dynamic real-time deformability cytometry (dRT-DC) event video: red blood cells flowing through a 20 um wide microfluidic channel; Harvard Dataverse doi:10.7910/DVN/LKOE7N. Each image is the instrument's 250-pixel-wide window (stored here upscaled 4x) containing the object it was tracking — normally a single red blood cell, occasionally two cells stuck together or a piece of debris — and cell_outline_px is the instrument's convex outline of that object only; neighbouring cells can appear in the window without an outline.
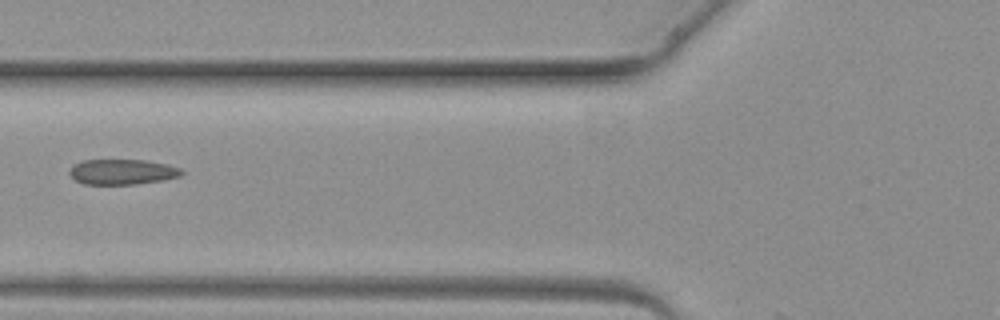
{"species": "common noctule bat (a hibernating species)", "species_latin": "Nyctalus noctula", "temperature_condition": "warm", "stored_images_in_passage": 5, "camera_frame_rate_fps": 3000, "um_per_image_px": 0.085, "animal": {"sex": "female", "body_mass_g": 19.3, "forearm_length_mm": 54.1}, "frame": {"image": 1, "passage_image": 5, "time_ms": 5.0, "image_size_px": [1000, 320], "cell_outline_px": [[184, 172], [180, 176], [164, 180], [136, 184], [84, 184], [76, 180], [68, 172], [76, 164], [84, 160], [144, 160], [168, 164], [180, 168]], "centroid_in_image_um": [10.44, 14.61], "position_along_channel_um": 115.4, "area_um2": 16.42}}